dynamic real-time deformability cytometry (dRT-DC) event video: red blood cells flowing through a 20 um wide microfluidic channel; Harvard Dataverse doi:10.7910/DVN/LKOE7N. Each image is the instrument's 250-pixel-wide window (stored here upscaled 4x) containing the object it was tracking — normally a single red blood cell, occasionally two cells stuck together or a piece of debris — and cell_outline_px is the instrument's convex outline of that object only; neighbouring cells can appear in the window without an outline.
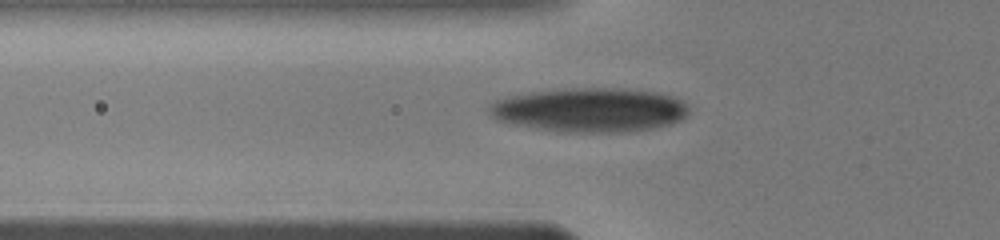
{"species": "human", "species_latin": "Homo sapiens", "temperature_condition": "warm", "stored_images_in_passage": 36, "camera_frame_rate_fps": 3000, "um_per_image_px": 0.085, "donor": {"sex": "male"}, "frame": {"image": 1, "passage_image": 2, "time_ms": 0.333, "image_size_px": [1000, 240], "cell_outline_px": [[688, 112], [680, 120], [668, 124], [652, 128], [628, 132], [560, 132], [516, 124], [496, 120], [488, 112], [488, 108], [496, 100], [508, 96], [528, 92], [564, 88], [628, 88], [660, 92], [672, 96], [688, 104]], "centroid_in_image_um": [50.14, 9.33], "position_along_channel_um": 75.7, "area_um2": 51.56}}
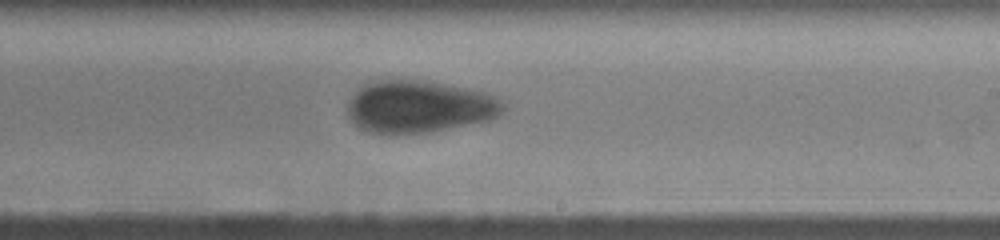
{"frame": {"image": 2, "passage_image": 20, "time_ms": 4.667, "image_size_px": [1000, 240], "cell_outline_px": [[508, 108], [504, 112], [488, 120], [428, 132], [388, 136], [364, 132], [352, 124], [348, 116], [348, 100], [364, 84], [376, 80], [424, 80], [468, 88], [488, 92], [496, 96]], "centroid_in_image_um": [35.59, 9.09], "position_along_channel_um": 253.4, "area_um2": 48.26}}
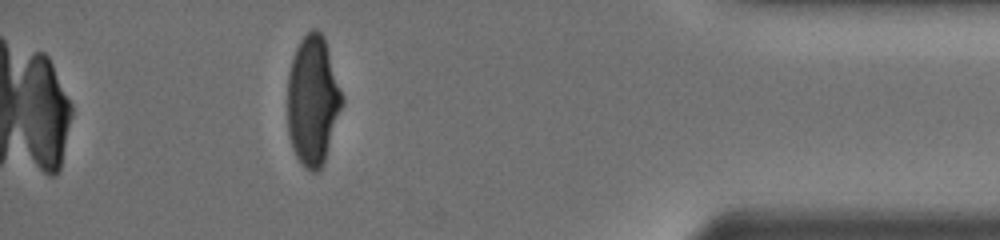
{"frame": {"image": 3, "passage_image": 36, "time_ms": 9.333, "image_size_px": [1000, 240], "cell_outline_px": [[344, 100], [324, 160], [320, 168], [316, 172], [312, 172], [296, 156], [292, 148], [288, 132], [288, 72], [296, 48], [300, 40], [312, 28], [316, 28], [324, 36], [344, 96]], "centroid_in_image_um": [26.59, 8.49], "position_along_channel_um": 408.6, "area_um2": 40.92}}